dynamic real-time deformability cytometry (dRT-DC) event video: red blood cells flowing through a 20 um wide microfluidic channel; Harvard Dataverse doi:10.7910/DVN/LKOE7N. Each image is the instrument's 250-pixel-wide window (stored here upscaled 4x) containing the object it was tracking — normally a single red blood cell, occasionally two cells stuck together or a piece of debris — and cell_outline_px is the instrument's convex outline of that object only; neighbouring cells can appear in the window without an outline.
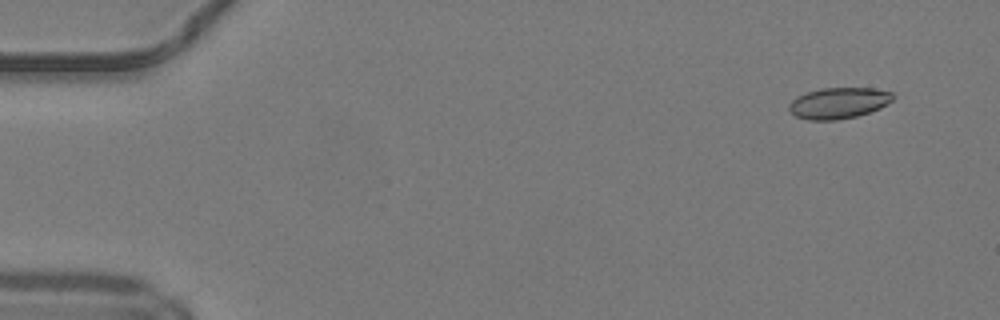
{"species": "common noctule bat (a hibernating species)", "species_latin": "Nyctalus noctula", "temperature_condition": "warm", "stored_images_in_passage": 47, "camera_frame_rate_fps": 3000, "um_per_image_px": 0.085, "animal": {"sex": "male", "body_mass_g": 19.2, "forearm_length_mm": 51.8}, "frame": {"image": 1, "passage_image": 4, "time_ms": 1.0, "image_size_px": [1000, 320], "cell_outline_px": [[896, 96], [892, 100], [880, 108], [856, 116], [836, 120], [808, 120], [796, 116], [788, 108], [788, 104], [796, 96], [820, 88], [872, 88], [892, 92]], "centroid_in_image_um": [71.27, 8.75], "position_along_channel_um": 13.7, "area_um2": 18.79}}
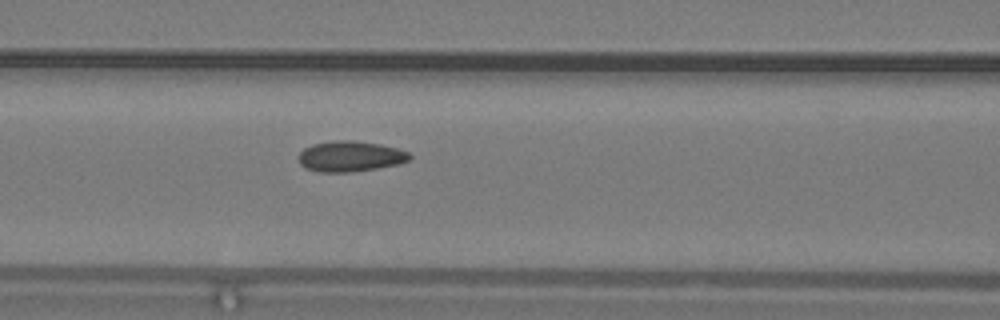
{"frame": {"image": 2, "passage_image": 22, "time_ms": 7.0, "image_size_px": [1000, 320], "cell_outline_px": [[412, 156], [408, 160], [400, 164], [352, 172], [320, 172], [304, 168], [300, 164], [300, 152], [304, 148], [312, 144], [332, 140], [352, 140], [380, 144], [396, 148], [408, 152]], "centroid_in_image_um": [29.76, 13.28], "position_along_channel_um": 136.8, "area_um2": 19.83}}
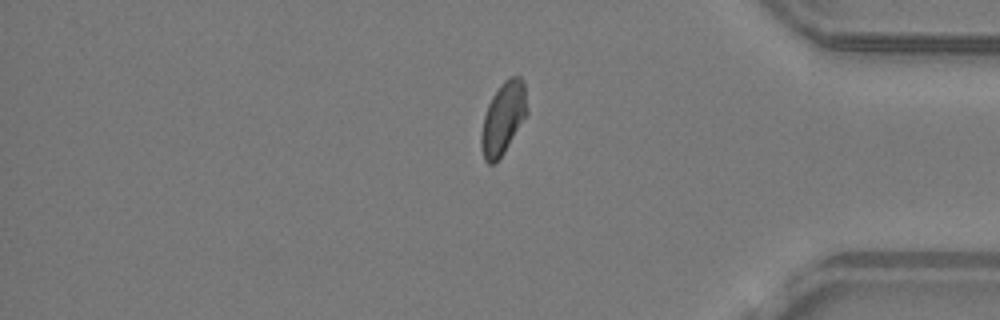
{"frame": {"image": 3, "passage_image": 42, "time_ms": 13.667, "image_size_px": [1000, 320], "cell_outline_px": [[528, 112], [504, 152], [492, 164], [488, 164], [484, 160], [480, 144], [480, 136], [484, 116], [488, 104], [492, 96], [500, 84], [504, 80], [512, 76], [520, 76], [524, 80]], "centroid_in_image_um": [42.76, 10.01], "position_along_channel_um": 392.4, "area_um2": 19.19}}